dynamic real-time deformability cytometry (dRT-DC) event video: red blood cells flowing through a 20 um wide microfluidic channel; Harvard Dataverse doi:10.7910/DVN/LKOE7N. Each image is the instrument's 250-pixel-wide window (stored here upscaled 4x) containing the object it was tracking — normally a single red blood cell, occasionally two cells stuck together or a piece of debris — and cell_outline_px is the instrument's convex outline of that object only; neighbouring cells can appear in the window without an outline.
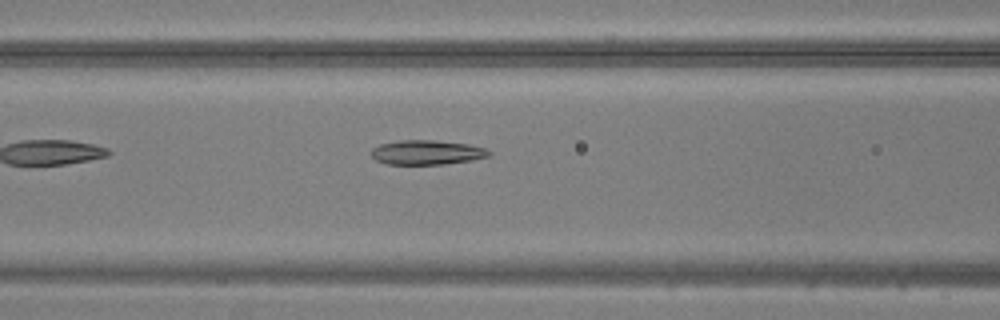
{"species": "common noctule bat (a hibernating species)", "species_latin": "Nyctalus noctula", "temperature_condition": "warm", "stored_images_in_passage": 35, "camera_frame_rate_fps": 3000, "um_per_image_px": 0.085, "animal": {"sex": "male", "body_mass_g": 20.5, "forearm_length_mm": 52.5}, "frame": {"image": 1, "passage_image": 6, "time_ms": 1.667, "image_size_px": [1000, 320], "cell_outline_px": [[492, 152], [488, 156], [468, 160], [444, 164], [388, 164], [376, 160], [372, 156], [372, 148], [380, 144], [400, 140], [436, 140], [468, 144], [484, 148]], "centroid_in_image_um": [36.25, 12.94], "position_along_channel_um": 130.3, "area_um2": 16.59}}
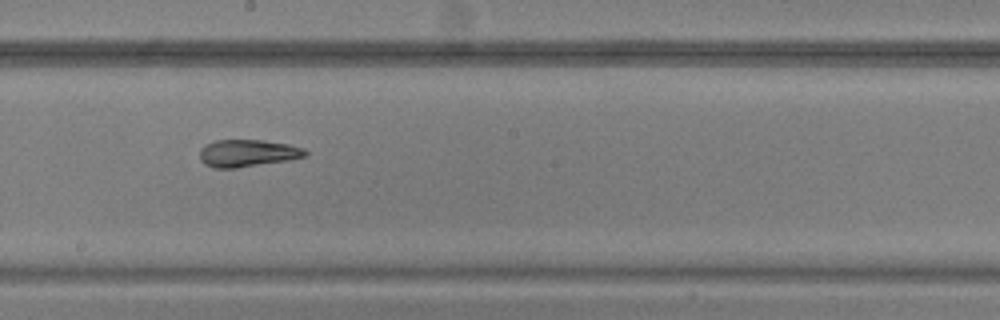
{"frame": {"image": 2, "passage_image": 13, "time_ms": 4.0, "image_size_px": [1000, 320], "cell_outline_px": [[308, 156], [288, 160], [236, 168], [216, 168], [204, 164], [200, 160], [200, 148], [204, 144], [216, 140], [264, 140], [288, 144], [304, 148], [308, 152]], "centroid_in_image_um": [21.04, 13.01], "position_along_channel_um": 227.2, "area_um2": 16.88}}
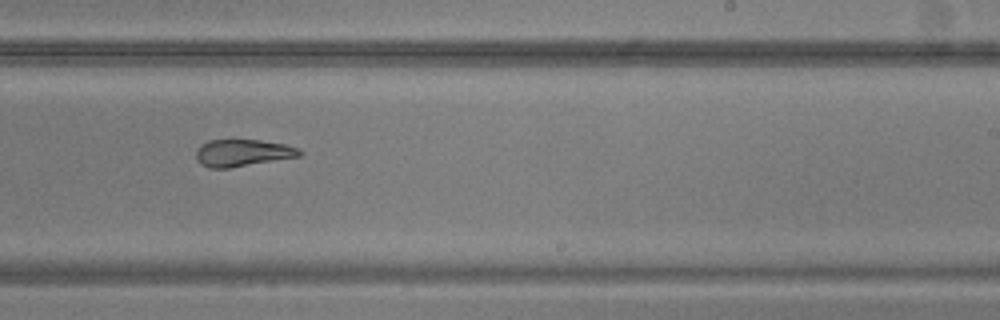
{"frame": {"image": 3, "passage_image": 16, "time_ms": 5.0, "image_size_px": [1000, 320], "cell_outline_px": [[304, 152], [300, 156], [228, 168], [208, 168], [200, 164], [196, 160], [196, 148], [200, 144], [208, 140], [260, 140], [284, 144], [296, 148]], "centroid_in_image_um": [20.56, 12.99], "position_along_channel_um": 268.4, "area_um2": 16.3}}